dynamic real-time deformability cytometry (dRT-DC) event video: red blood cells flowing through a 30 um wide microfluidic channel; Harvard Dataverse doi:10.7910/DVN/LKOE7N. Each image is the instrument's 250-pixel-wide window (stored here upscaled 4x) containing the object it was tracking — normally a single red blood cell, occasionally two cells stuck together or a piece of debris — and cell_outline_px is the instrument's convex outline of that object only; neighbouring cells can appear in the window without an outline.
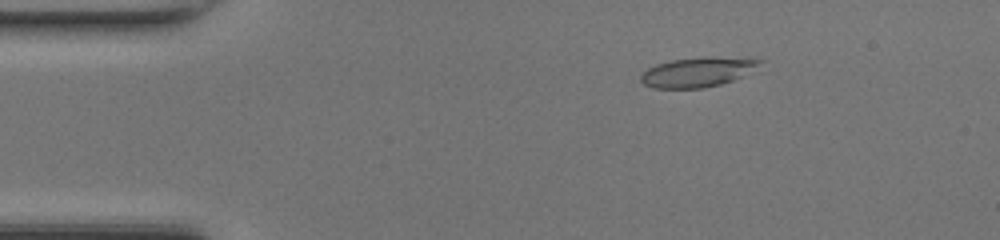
{"species": "common noctule bat (a hibernating species)", "species_latin": "Nyctalus noctula", "temperature_condition": "room temperature", "stored_images_in_passage": 47, "camera_frame_rate_fps": 3000, "um_per_image_px": 0.085, "animal": {"sex": "female", "body_mass_g": 17.0, "forearm_length_mm": 48.0}, "frame": {"image": 1, "passage_image": 8, "time_ms": 2.333, "image_size_px": [1000, 240], "cell_outline_px": [[764, 60], [740, 76], [732, 80], [720, 84], [704, 88], [652, 88], [644, 84], [640, 80], [640, 76], [648, 68], [656, 64], [672, 60], [704, 56], [708, 56]], "centroid_in_image_um": [59.19, 6.13], "position_along_channel_um": 25.8, "area_um2": 20.11}}
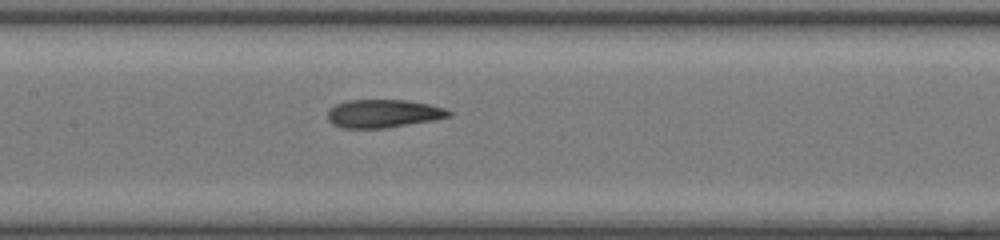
{"frame": {"image": 2, "passage_image": 23, "time_ms": 7.333, "image_size_px": [1000, 240], "cell_outline_px": [[452, 116], [432, 120], [384, 128], [340, 128], [332, 124], [328, 120], [328, 112], [336, 104], [348, 100], [404, 100], [428, 104], [444, 108], [452, 112]], "centroid_in_image_um": [32.56, 9.65], "position_along_channel_um": 174.8, "area_um2": 19.71}}
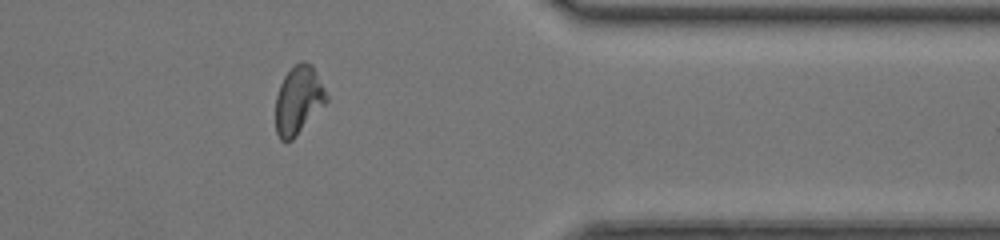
{"frame": {"image": 3, "passage_image": 39, "time_ms": 12.667, "image_size_px": [1000, 240], "cell_outline_px": [[328, 100], [292, 140], [280, 140], [276, 132], [276, 96], [280, 84], [284, 76], [300, 60], [304, 60], [312, 64], [328, 96]], "centroid_in_image_um": [25.36, 8.49], "position_along_channel_um": 386.0, "area_um2": 19.94}}